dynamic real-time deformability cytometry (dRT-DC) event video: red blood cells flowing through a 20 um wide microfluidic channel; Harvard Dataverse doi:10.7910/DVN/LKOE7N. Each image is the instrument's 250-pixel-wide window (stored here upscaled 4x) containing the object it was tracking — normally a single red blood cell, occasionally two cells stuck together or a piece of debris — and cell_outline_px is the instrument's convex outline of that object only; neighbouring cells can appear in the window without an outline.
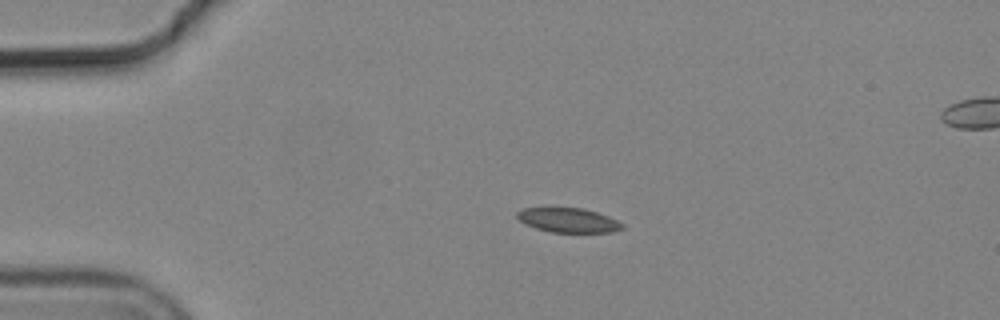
{"species": "common noctule bat (a hibernating species)", "species_latin": "Nyctalus noctula", "temperature_condition": "cold", "stored_images_in_passage": 3, "segment_of_instrument_passage": [1, 2], "camera_frame_rate_fps": 3000, "um_per_image_px": 0.085, "animal": {"sex": "male", "body_mass_g": 19.2, "forearm_length_mm": 51.8}, "frame": {"image": 1, "passage_image": 1, "time_ms": 0.0, "image_size_px": [1000, 320], "cell_outline_px": [[624, 228], [612, 232], [552, 232], [536, 228], [520, 220], [516, 216], [516, 212], [524, 208], [584, 208], [608, 216], [624, 224]], "centroid_in_image_um": [48.33, 18.71], "position_along_channel_um": 36.7, "area_um2": 14.8}}